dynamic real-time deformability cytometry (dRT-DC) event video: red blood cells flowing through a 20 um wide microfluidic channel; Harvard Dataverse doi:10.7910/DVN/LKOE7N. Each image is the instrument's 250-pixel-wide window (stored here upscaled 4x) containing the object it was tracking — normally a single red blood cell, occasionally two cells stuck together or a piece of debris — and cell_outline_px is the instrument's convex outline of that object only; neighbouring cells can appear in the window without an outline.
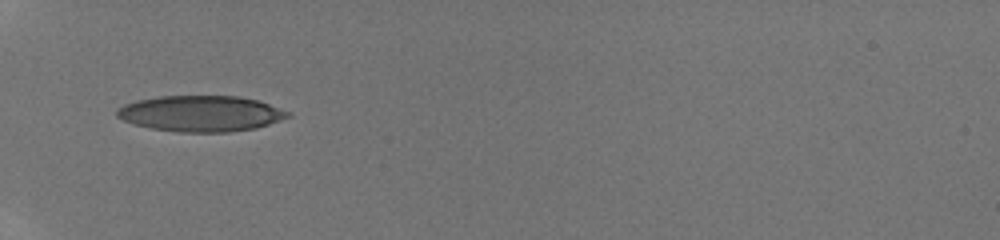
{"species": "human", "species_latin": "Homo sapiens", "temperature_condition": "room temperature", "stored_images_in_passage": 49, "camera_frame_rate_fps": 3000, "um_per_image_px": 0.085, "donor": {"sex": "male"}, "frame": {"image": 1, "passage_image": 1, "time_ms": 0.0, "image_size_px": [1000, 240], "cell_outline_px": [[292, 116], [256, 128], [228, 132], [180, 132], [152, 128], [136, 124], [124, 120], [116, 116], [116, 108], [124, 104], [136, 100], [160, 96], [240, 96], [260, 100], [292, 112]], "centroid_in_image_um": [17.11, 9.64], "position_along_channel_um": 67.9, "area_um2": 35.95}}
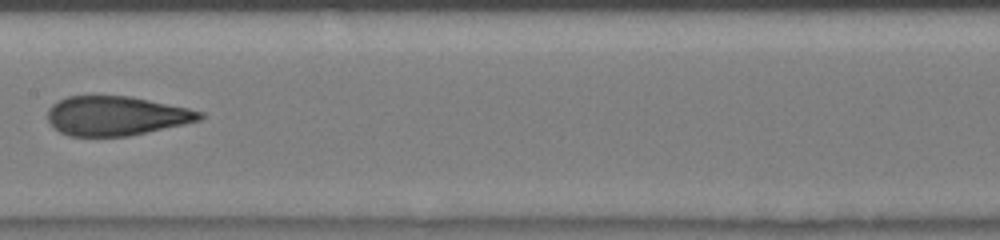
{"frame": {"image": 2, "passage_image": 20, "time_ms": 3.333, "image_size_px": [1000, 240], "cell_outline_px": [[204, 116], [200, 120], [184, 124], [128, 136], [68, 136], [60, 132], [48, 120], [48, 108], [52, 104], [68, 96], [132, 96], [188, 108], [204, 112]], "centroid_in_image_um": [9.89, 9.84], "position_along_channel_um": 197.5, "area_um2": 34.74}}
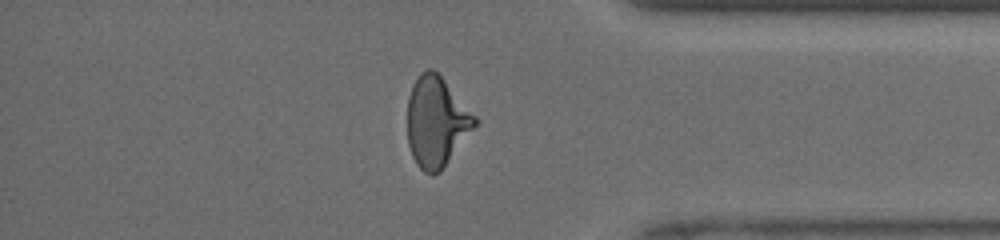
{"frame": {"image": 3, "passage_image": 37, "time_ms": 8.333, "image_size_px": [1000, 240], "cell_outline_px": [[480, 120], [440, 172], [432, 176], [424, 172], [416, 164], [412, 156], [408, 144], [408, 96], [412, 84], [420, 72], [428, 68], [432, 68], [444, 80]], "centroid_in_image_um": [37.08, 10.35], "position_along_channel_um": 398.1, "area_um2": 35.43}, "authors_computed_cell_mechanics": {"area_um2": 35.3158, "velocity_mm_per_s": 4.2103, "shape_relaxation_time_tau1_ms": 5.6494, "shape_relaxation_time_tau2_ms": 1.0234, "deformation_change_tau1": 0.2058, "deformation_change_tau2": 0.078}}